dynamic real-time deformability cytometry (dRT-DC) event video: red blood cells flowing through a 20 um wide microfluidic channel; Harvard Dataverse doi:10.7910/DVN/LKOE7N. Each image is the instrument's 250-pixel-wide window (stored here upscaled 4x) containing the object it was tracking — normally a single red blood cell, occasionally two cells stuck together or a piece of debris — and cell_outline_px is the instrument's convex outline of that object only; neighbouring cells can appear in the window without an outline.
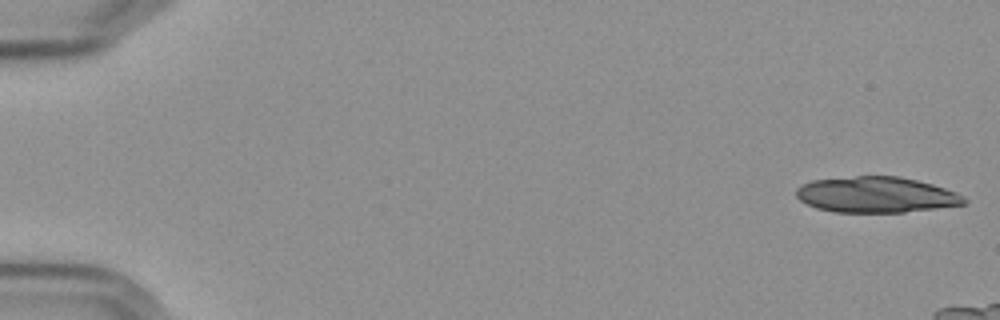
{"species": "Egyptian fruit bat (a non-hibernating species)", "species_latin": "Rousettus aegyptiacus", "temperature_condition": "cold", "stored_images_in_passage": 18, "camera_frame_rate_fps": 3000, "um_per_image_px": 0.085, "frame": {"image": 1, "passage_image": 1, "time_ms": 0.0, "image_size_px": [1000, 320], "cell_outline_px": [[968, 200], [964, 204], [904, 212], [832, 212], [816, 208], [800, 200], [796, 196], [796, 188], [800, 184], [812, 180], [856, 176], [900, 176], [932, 184], [956, 192], [964, 196]], "centroid_in_image_um": [74.44, 16.55], "position_along_channel_um": 10.6, "area_um2": 35.03}}